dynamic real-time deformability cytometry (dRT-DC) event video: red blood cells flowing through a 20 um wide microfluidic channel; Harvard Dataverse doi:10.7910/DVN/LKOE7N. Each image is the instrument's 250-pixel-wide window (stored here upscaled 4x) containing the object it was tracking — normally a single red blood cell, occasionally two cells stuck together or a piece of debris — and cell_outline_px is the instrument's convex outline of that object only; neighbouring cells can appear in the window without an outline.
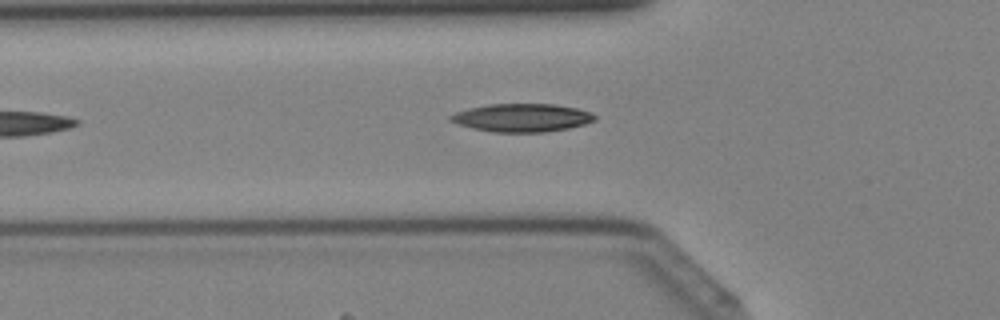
{"species": "Egyptian fruit bat (a non-hibernating species)", "species_latin": "Rousettus aegyptiacus", "temperature_condition": "cold", "stored_images_in_passage": 32, "camera_frame_rate_fps": 3000, "um_per_image_px": 0.085, "animal": {"sex": "female"}, "frame": {"image": 1, "passage_image": 6, "time_ms": 1.667, "image_size_px": [1000, 320], "cell_outline_px": [[596, 120], [584, 124], [568, 128], [544, 132], [492, 132], [472, 128], [448, 120], [448, 116], [456, 112], [468, 108], [488, 104], [552, 104], [576, 108], [592, 112], [596, 116]], "centroid_in_image_um": [44.36, 10.0], "position_along_channel_um": 81.4, "area_um2": 23.64}}
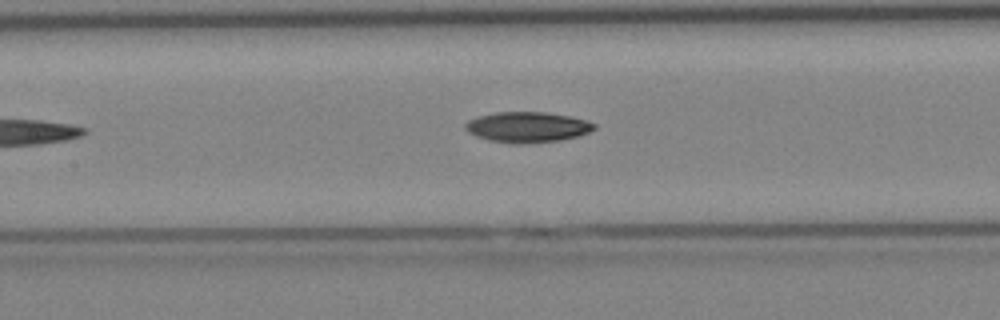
{"frame": {"image": 2, "passage_image": 11, "time_ms": 3.333, "image_size_px": [1000, 320], "cell_outline_px": [[596, 128], [588, 132], [576, 136], [560, 140], [516, 144], [488, 140], [476, 136], [468, 132], [464, 128], [464, 124], [468, 120], [476, 116], [496, 112], [544, 112], [568, 116], [584, 120], [596, 124]], "centroid_in_image_um": [44.76, 10.8], "position_along_channel_um": 162.6, "area_um2": 22.77}}
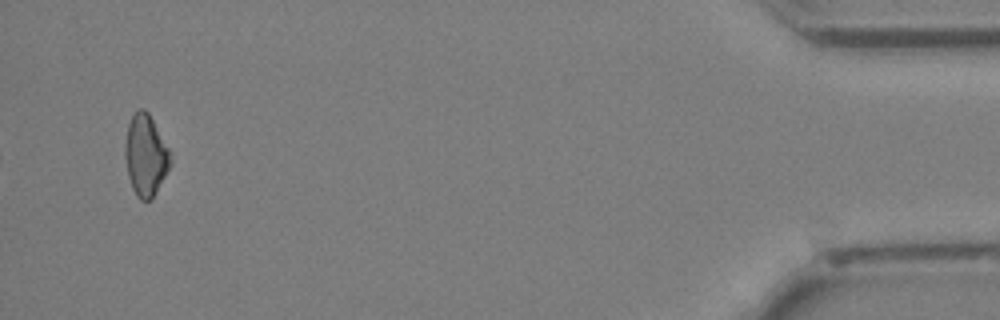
{"frame": {"image": 3, "passage_image": 32, "time_ms": 10.333, "image_size_px": [1000, 320], "cell_outline_px": [[172, 160], [152, 200], [140, 200], [136, 196], [132, 188], [128, 176], [124, 156], [124, 148], [128, 124], [132, 116], [140, 108], [144, 108], [148, 112], [168, 148]], "centroid_in_image_um": [12.35, 13.22], "position_along_channel_um": 422.8, "area_um2": 21.27}}